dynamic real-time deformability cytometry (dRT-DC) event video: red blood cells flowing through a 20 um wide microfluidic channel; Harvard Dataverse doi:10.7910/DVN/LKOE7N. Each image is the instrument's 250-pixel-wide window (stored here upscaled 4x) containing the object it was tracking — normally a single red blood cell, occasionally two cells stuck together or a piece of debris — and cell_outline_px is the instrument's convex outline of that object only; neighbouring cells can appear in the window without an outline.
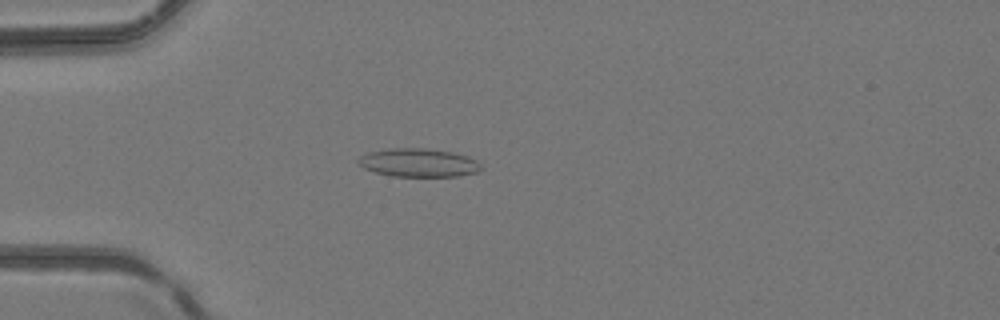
{"species": "common noctule bat (a hibernating species)", "species_latin": "Nyctalus noctula", "temperature_condition": "room temperature", "stored_images_in_passage": 41, "camera_frame_rate_fps": 3000, "um_per_image_px": 0.085, "animal": {"sex": "female", "body_mass_g": 24.6, "forearm_length_mm": 56.2}, "frame": {"image": 1, "passage_image": 13, "time_ms": 4.0, "image_size_px": [1000, 320], "cell_outline_px": [[484, 168], [476, 172], [460, 176], [392, 176], [376, 172], [364, 168], [356, 160], [360, 156], [368, 152], [388, 148], [424, 148], [452, 152], [468, 156], [476, 160]], "centroid_in_image_um": [35.58, 13.82], "position_along_channel_um": 49.4, "area_um2": 20.35}}
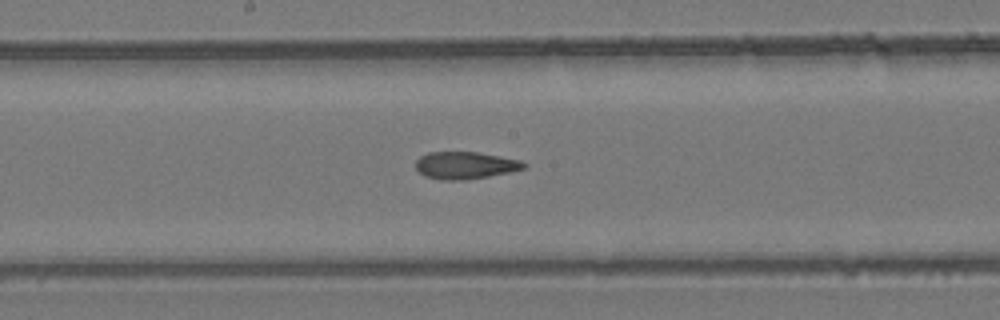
{"frame": {"image": 2, "passage_image": 25, "time_ms": 8.0, "image_size_px": [1000, 320], "cell_outline_px": [[528, 164], [524, 168], [512, 172], [464, 180], [440, 180], [424, 176], [416, 168], [416, 160], [420, 156], [428, 152], [476, 152], [500, 156], [520, 160]], "centroid_in_image_um": [39.54, 14.05], "position_along_channel_um": 208.7, "area_um2": 17.22}}
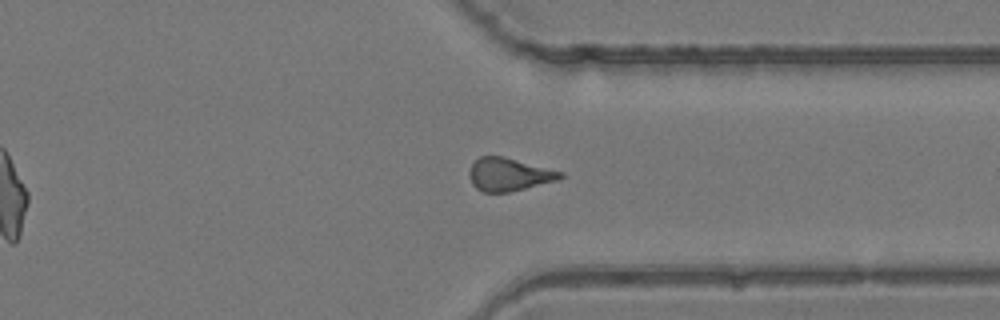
{"frame": {"image": 3, "passage_image": 36, "time_ms": 11.667, "image_size_px": [1000, 320], "cell_outline_px": [[564, 176], [560, 180], [508, 192], [484, 192], [476, 188], [472, 184], [468, 176], [468, 172], [472, 164], [480, 156], [504, 156], [564, 172]], "centroid_in_image_um": [43.27, 14.82], "position_along_channel_um": 368.1, "area_um2": 17.63}}